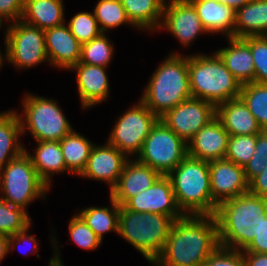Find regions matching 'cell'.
<instances>
[{
  "instance_id": "cell-1",
  "label": "cell",
  "mask_w": 267,
  "mask_h": 266,
  "mask_svg": "<svg viewBox=\"0 0 267 266\" xmlns=\"http://www.w3.org/2000/svg\"><path fill=\"white\" fill-rule=\"evenodd\" d=\"M220 246L214 215H184L172 225L159 266H201Z\"/></svg>"
},
{
  "instance_id": "cell-2",
  "label": "cell",
  "mask_w": 267,
  "mask_h": 266,
  "mask_svg": "<svg viewBox=\"0 0 267 266\" xmlns=\"http://www.w3.org/2000/svg\"><path fill=\"white\" fill-rule=\"evenodd\" d=\"M267 199L251 193L219 204L215 211L221 247L244 250L258 233L259 217L264 215Z\"/></svg>"
},
{
  "instance_id": "cell-3",
  "label": "cell",
  "mask_w": 267,
  "mask_h": 266,
  "mask_svg": "<svg viewBox=\"0 0 267 266\" xmlns=\"http://www.w3.org/2000/svg\"><path fill=\"white\" fill-rule=\"evenodd\" d=\"M191 97L188 55L172 52L153 72L140 100L160 119Z\"/></svg>"
},
{
  "instance_id": "cell-4",
  "label": "cell",
  "mask_w": 267,
  "mask_h": 266,
  "mask_svg": "<svg viewBox=\"0 0 267 266\" xmlns=\"http://www.w3.org/2000/svg\"><path fill=\"white\" fill-rule=\"evenodd\" d=\"M178 208L184 215H214L209 162L187 157L167 175Z\"/></svg>"
},
{
  "instance_id": "cell-5",
  "label": "cell",
  "mask_w": 267,
  "mask_h": 266,
  "mask_svg": "<svg viewBox=\"0 0 267 266\" xmlns=\"http://www.w3.org/2000/svg\"><path fill=\"white\" fill-rule=\"evenodd\" d=\"M188 72L193 98L218 106L239 97L242 85L225 67L216 52L212 55H188Z\"/></svg>"
},
{
  "instance_id": "cell-6",
  "label": "cell",
  "mask_w": 267,
  "mask_h": 266,
  "mask_svg": "<svg viewBox=\"0 0 267 266\" xmlns=\"http://www.w3.org/2000/svg\"><path fill=\"white\" fill-rule=\"evenodd\" d=\"M173 223L167 215L134 212L120 206L118 235L148 262H155L165 247Z\"/></svg>"
},
{
  "instance_id": "cell-7",
  "label": "cell",
  "mask_w": 267,
  "mask_h": 266,
  "mask_svg": "<svg viewBox=\"0 0 267 266\" xmlns=\"http://www.w3.org/2000/svg\"><path fill=\"white\" fill-rule=\"evenodd\" d=\"M22 135L30 132L35 141H60L74 129L54 99L27 93L22 98Z\"/></svg>"
},
{
  "instance_id": "cell-8",
  "label": "cell",
  "mask_w": 267,
  "mask_h": 266,
  "mask_svg": "<svg viewBox=\"0 0 267 266\" xmlns=\"http://www.w3.org/2000/svg\"><path fill=\"white\" fill-rule=\"evenodd\" d=\"M49 190L25 151L0 170V197L25 211L35 199H45Z\"/></svg>"
},
{
  "instance_id": "cell-9",
  "label": "cell",
  "mask_w": 267,
  "mask_h": 266,
  "mask_svg": "<svg viewBox=\"0 0 267 266\" xmlns=\"http://www.w3.org/2000/svg\"><path fill=\"white\" fill-rule=\"evenodd\" d=\"M187 157V143L159 119L144 140L136 159L167 176Z\"/></svg>"
},
{
  "instance_id": "cell-10",
  "label": "cell",
  "mask_w": 267,
  "mask_h": 266,
  "mask_svg": "<svg viewBox=\"0 0 267 266\" xmlns=\"http://www.w3.org/2000/svg\"><path fill=\"white\" fill-rule=\"evenodd\" d=\"M5 32L8 63L25 70L49 62L43 29L18 20L8 23Z\"/></svg>"
},
{
  "instance_id": "cell-11",
  "label": "cell",
  "mask_w": 267,
  "mask_h": 266,
  "mask_svg": "<svg viewBox=\"0 0 267 266\" xmlns=\"http://www.w3.org/2000/svg\"><path fill=\"white\" fill-rule=\"evenodd\" d=\"M159 118L139 99L136 104L119 116L107 142L128 158L140 153L144 140Z\"/></svg>"
},
{
  "instance_id": "cell-12",
  "label": "cell",
  "mask_w": 267,
  "mask_h": 266,
  "mask_svg": "<svg viewBox=\"0 0 267 266\" xmlns=\"http://www.w3.org/2000/svg\"><path fill=\"white\" fill-rule=\"evenodd\" d=\"M216 117V106L198 98H189L169 110L160 119L184 142Z\"/></svg>"
},
{
  "instance_id": "cell-13",
  "label": "cell",
  "mask_w": 267,
  "mask_h": 266,
  "mask_svg": "<svg viewBox=\"0 0 267 266\" xmlns=\"http://www.w3.org/2000/svg\"><path fill=\"white\" fill-rule=\"evenodd\" d=\"M168 0L163 8L160 30H167L183 47L190 46L199 35L208 33L198 13L189 0Z\"/></svg>"
},
{
  "instance_id": "cell-14",
  "label": "cell",
  "mask_w": 267,
  "mask_h": 266,
  "mask_svg": "<svg viewBox=\"0 0 267 266\" xmlns=\"http://www.w3.org/2000/svg\"><path fill=\"white\" fill-rule=\"evenodd\" d=\"M123 206L134 212L167 215L174 221L184 216L177 206L170 178L162 175L151 187L131 197Z\"/></svg>"
},
{
  "instance_id": "cell-15",
  "label": "cell",
  "mask_w": 267,
  "mask_h": 266,
  "mask_svg": "<svg viewBox=\"0 0 267 266\" xmlns=\"http://www.w3.org/2000/svg\"><path fill=\"white\" fill-rule=\"evenodd\" d=\"M209 171L212 200L217 206L248 193V182L243 167L227 159H218L209 162Z\"/></svg>"
},
{
  "instance_id": "cell-16",
  "label": "cell",
  "mask_w": 267,
  "mask_h": 266,
  "mask_svg": "<svg viewBox=\"0 0 267 266\" xmlns=\"http://www.w3.org/2000/svg\"><path fill=\"white\" fill-rule=\"evenodd\" d=\"M129 158L112 144H94L87 164L79 175L86 179L105 182L110 190L117 184L125 163Z\"/></svg>"
},
{
  "instance_id": "cell-17",
  "label": "cell",
  "mask_w": 267,
  "mask_h": 266,
  "mask_svg": "<svg viewBox=\"0 0 267 266\" xmlns=\"http://www.w3.org/2000/svg\"><path fill=\"white\" fill-rule=\"evenodd\" d=\"M230 135L215 117L187 143V155L202 161L225 159Z\"/></svg>"
},
{
  "instance_id": "cell-18",
  "label": "cell",
  "mask_w": 267,
  "mask_h": 266,
  "mask_svg": "<svg viewBox=\"0 0 267 266\" xmlns=\"http://www.w3.org/2000/svg\"><path fill=\"white\" fill-rule=\"evenodd\" d=\"M161 175L135 157L124 165L117 184L111 189L110 197L123 206L131 197L148 189Z\"/></svg>"
},
{
  "instance_id": "cell-19",
  "label": "cell",
  "mask_w": 267,
  "mask_h": 266,
  "mask_svg": "<svg viewBox=\"0 0 267 266\" xmlns=\"http://www.w3.org/2000/svg\"><path fill=\"white\" fill-rule=\"evenodd\" d=\"M69 70L76 72L77 91L84 110L105 102L109 97L106 67L78 62Z\"/></svg>"
},
{
  "instance_id": "cell-20",
  "label": "cell",
  "mask_w": 267,
  "mask_h": 266,
  "mask_svg": "<svg viewBox=\"0 0 267 266\" xmlns=\"http://www.w3.org/2000/svg\"><path fill=\"white\" fill-rule=\"evenodd\" d=\"M49 65L69 70L81 58V44L72 35L66 22L44 30Z\"/></svg>"
},
{
  "instance_id": "cell-21",
  "label": "cell",
  "mask_w": 267,
  "mask_h": 266,
  "mask_svg": "<svg viewBox=\"0 0 267 266\" xmlns=\"http://www.w3.org/2000/svg\"><path fill=\"white\" fill-rule=\"evenodd\" d=\"M216 117L230 136L257 135L262 130L240 97L216 106Z\"/></svg>"
},
{
  "instance_id": "cell-22",
  "label": "cell",
  "mask_w": 267,
  "mask_h": 266,
  "mask_svg": "<svg viewBox=\"0 0 267 266\" xmlns=\"http://www.w3.org/2000/svg\"><path fill=\"white\" fill-rule=\"evenodd\" d=\"M229 46L214 51L241 85L254 82L255 68L250 46L242 38L228 37Z\"/></svg>"
},
{
  "instance_id": "cell-23",
  "label": "cell",
  "mask_w": 267,
  "mask_h": 266,
  "mask_svg": "<svg viewBox=\"0 0 267 266\" xmlns=\"http://www.w3.org/2000/svg\"><path fill=\"white\" fill-rule=\"evenodd\" d=\"M195 7L202 25L208 33H221L234 37L236 12L215 0H189Z\"/></svg>"
},
{
  "instance_id": "cell-24",
  "label": "cell",
  "mask_w": 267,
  "mask_h": 266,
  "mask_svg": "<svg viewBox=\"0 0 267 266\" xmlns=\"http://www.w3.org/2000/svg\"><path fill=\"white\" fill-rule=\"evenodd\" d=\"M38 144L31 154L26 148L32 165L39 177L51 188L52 175L66 172V164L59 141H36Z\"/></svg>"
},
{
  "instance_id": "cell-25",
  "label": "cell",
  "mask_w": 267,
  "mask_h": 266,
  "mask_svg": "<svg viewBox=\"0 0 267 266\" xmlns=\"http://www.w3.org/2000/svg\"><path fill=\"white\" fill-rule=\"evenodd\" d=\"M63 0H24L21 20L46 30L66 22Z\"/></svg>"
},
{
  "instance_id": "cell-26",
  "label": "cell",
  "mask_w": 267,
  "mask_h": 266,
  "mask_svg": "<svg viewBox=\"0 0 267 266\" xmlns=\"http://www.w3.org/2000/svg\"><path fill=\"white\" fill-rule=\"evenodd\" d=\"M267 36V0H251L236 11L234 38Z\"/></svg>"
},
{
  "instance_id": "cell-27",
  "label": "cell",
  "mask_w": 267,
  "mask_h": 266,
  "mask_svg": "<svg viewBox=\"0 0 267 266\" xmlns=\"http://www.w3.org/2000/svg\"><path fill=\"white\" fill-rule=\"evenodd\" d=\"M133 27L145 32L158 31L163 18V0H120Z\"/></svg>"
},
{
  "instance_id": "cell-28",
  "label": "cell",
  "mask_w": 267,
  "mask_h": 266,
  "mask_svg": "<svg viewBox=\"0 0 267 266\" xmlns=\"http://www.w3.org/2000/svg\"><path fill=\"white\" fill-rule=\"evenodd\" d=\"M21 135V124L17 111L0 112V170L10 160L25 151V147L19 139Z\"/></svg>"
},
{
  "instance_id": "cell-29",
  "label": "cell",
  "mask_w": 267,
  "mask_h": 266,
  "mask_svg": "<svg viewBox=\"0 0 267 266\" xmlns=\"http://www.w3.org/2000/svg\"><path fill=\"white\" fill-rule=\"evenodd\" d=\"M59 143L65 159L66 172L79 176L87 164L94 143L75 130L64 136Z\"/></svg>"
},
{
  "instance_id": "cell-30",
  "label": "cell",
  "mask_w": 267,
  "mask_h": 266,
  "mask_svg": "<svg viewBox=\"0 0 267 266\" xmlns=\"http://www.w3.org/2000/svg\"><path fill=\"white\" fill-rule=\"evenodd\" d=\"M110 207L91 206L77 213L88 227L103 240L104 234L114 231L118 234L120 205L110 197Z\"/></svg>"
},
{
  "instance_id": "cell-31",
  "label": "cell",
  "mask_w": 267,
  "mask_h": 266,
  "mask_svg": "<svg viewBox=\"0 0 267 266\" xmlns=\"http://www.w3.org/2000/svg\"><path fill=\"white\" fill-rule=\"evenodd\" d=\"M239 97L255 117L262 130H267V84L250 82L241 86Z\"/></svg>"
},
{
  "instance_id": "cell-32",
  "label": "cell",
  "mask_w": 267,
  "mask_h": 266,
  "mask_svg": "<svg viewBox=\"0 0 267 266\" xmlns=\"http://www.w3.org/2000/svg\"><path fill=\"white\" fill-rule=\"evenodd\" d=\"M93 14L102 33H106L110 29L120 27L123 24L133 26L127 18L120 0H98Z\"/></svg>"
},
{
  "instance_id": "cell-33",
  "label": "cell",
  "mask_w": 267,
  "mask_h": 266,
  "mask_svg": "<svg viewBox=\"0 0 267 266\" xmlns=\"http://www.w3.org/2000/svg\"><path fill=\"white\" fill-rule=\"evenodd\" d=\"M114 43L106 33H101L88 43L81 45L80 63L108 67L114 54Z\"/></svg>"
},
{
  "instance_id": "cell-34",
  "label": "cell",
  "mask_w": 267,
  "mask_h": 266,
  "mask_svg": "<svg viewBox=\"0 0 267 266\" xmlns=\"http://www.w3.org/2000/svg\"><path fill=\"white\" fill-rule=\"evenodd\" d=\"M31 220L28 211L13 206L0 197V233L14 235L32 224Z\"/></svg>"
},
{
  "instance_id": "cell-35",
  "label": "cell",
  "mask_w": 267,
  "mask_h": 266,
  "mask_svg": "<svg viewBox=\"0 0 267 266\" xmlns=\"http://www.w3.org/2000/svg\"><path fill=\"white\" fill-rule=\"evenodd\" d=\"M256 135L230 136L225 159L245 167L255 152Z\"/></svg>"
},
{
  "instance_id": "cell-36",
  "label": "cell",
  "mask_w": 267,
  "mask_h": 266,
  "mask_svg": "<svg viewBox=\"0 0 267 266\" xmlns=\"http://www.w3.org/2000/svg\"><path fill=\"white\" fill-rule=\"evenodd\" d=\"M72 35L85 44L102 33L94 14L91 12H79L75 14L67 24Z\"/></svg>"
},
{
  "instance_id": "cell-37",
  "label": "cell",
  "mask_w": 267,
  "mask_h": 266,
  "mask_svg": "<svg viewBox=\"0 0 267 266\" xmlns=\"http://www.w3.org/2000/svg\"><path fill=\"white\" fill-rule=\"evenodd\" d=\"M242 39L250 46L253 56L254 82L267 84V36H248Z\"/></svg>"
},
{
  "instance_id": "cell-38",
  "label": "cell",
  "mask_w": 267,
  "mask_h": 266,
  "mask_svg": "<svg viewBox=\"0 0 267 266\" xmlns=\"http://www.w3.org/2000/svg\"><path fill=\"white\" fill-rule=\"evenodd\" d=\"M68 225L71 239L80 248L90 251L97 249L101 245V239L88 227L77 213L70 218Z\"/></svg>"
},
{
  "instance_id": "cell-39",
  "label": "cell",
  "mask_w": 267,
  "mask_h": 266,
  "mask_svg": "<svg viewBox=\"0 0 267 266\" xmlns=\"http://www.w3.org/2000/svg\"><path fill=\"white\" fill-rule=\"evenodd\" d=\"M267 166V130H261L256 135L255 152L244 167V173L249 183Z\"/></svg>"
},
{
  "instance_id": "cell-40",
  "label": "cell",
  "mask_w": 267,
  "mask_h": 266,
  "mask_svg": "<svg viewBox=\"0 0 267 266\" xmlns=\"http://www.w3.org/2000/svg\"><path fill=\"white\" fill-rule=\"evenodd\" d=\"M201 266H245L242 251L219 246Z\"/></svg>"
},
{
  "instance_id": "cell-41",
  "label": "cell",
  "mask_w": 267,
  "mask_h": 266,
  "mask_svg": "<svg viewBox=\"0 0 267 266\" xmlns=\"http://www.w3.org/2000/svg\"><path fill=\"white\" fill-rule=\"evenodd\" d=\"M24 0H0V16L9 23L21 20Z\"/></svg>"
},
{
  "instance_id": "cell-42",
  "label": "cell",
  "mask_w": 267,
  "mask_h": 266,
  "mask_svg": "<svg viewBox=\"0 0 267 266\" xmlns=\"http://www.w3.org/2000/svg\"><path fill=\"white\" fill-rule=\"evenodd\" d=\"M242 252L267 253V220L264 215L259 217L258 233Z\"/></svg>"
},
{
  "instance_id": "cell-43",
  "label": "cell",
  "mask_w": 267,
  "mask_h": 266,
  "mask_svg": "<svg viewBox=\"0 0 267 266\" xmlns=\"http://www.w3.org/2000/svg\"><path fill=\"white\" fill-rule=\"evenodd\" d=\"M30 227H31V224L28 227H26L24 230L19 231L18 233L9 236V251L14 250L15 247L16 248H19V246L21 245V243L23 244L24 242L25 243L27 242L29 244H32L31 248L33 250H32V252H29V254H32L34 252L39 251V246H38L39 245L38 244L39 242L37 241V238H35V236H33V235L27 234V232H29V230H30Z\"/></svg>"
},
{
  "instance_id": "cell-44",
  "label": "cell",
  "mask_w": 267,
  "mask_h": 266,
  "mask_svg": "<svg viewBox=\"0 0 267 266\" xmlns=\"http://www.w3.org/2000/svg\"><path fill=\"white\" fill-rule=\"evenodd\" d=\"M248 192L267 199V166L248 183Z\"/></svg>"
},
{
  "instance_id": "cell-45",
  "label": "cell",
  "mask_w": 267,
  "mask_h": 266,
  "mask_svg": "<svg viewBox=\"0 0 267 266\" xmlns=\"http://www.w3.org/2000/svg\"><path fill=\"white\" fill-rule=\"evenodd\" d=\"M245 266H267V253L242 252Z\"/></svg>"
},
{
  "instance_id": "cell-46",
  "label": "cell",
  "mask_w": 267,
  "mask_h": 266,
  "mask_svg": "<svg viewBox=\"0 0 267 266\" xmlns=\"http://www.w3.org/2000/svg\"><path fill=\"white\" fill-rule=\"evenodd\" d=\"M53 238V239H52ZM56 238H55V235H54V237L53 236H51V242H53L52 243V245L54 246V254H53V256H52V258H50V261H49V266H64V263L62 262V260H61V258H60V253H59V246H58V244H57V242H56Z\"/></svg>"
},
{
  "instance_id": "cell-47",
  "label": "cell",
  "mask_w": 267,
  "mask_h": 266,
  "mask_svg": "<svg viewBox=\"0 0 267 266\" xmlns=\"http://www.w3.org/2000/svg\"><path fill=\"white\" fill-rule=\"evenodd\" d=\"M10 253L9 251V236L0 233V263Z\"/></svg>"
},
{
  "instance_id": "cell-48",
  "label": "cell",
  "mask_w": 267,
  "mask_h": 266,
  "mask_svg": "<svg viewBox=\"0 0 267 266\" xmlns=\"http://www.w3.org/2000/svg\"><path fill=\"white\" fill-rule=\"evenodd\" d=\"M215 1L231 7L236 12L238 9L246 5L251 0H215Z\"/></svg>"
},
{
  "instance_id": "cell-49",
  "label": "cell",
  "mask_w": 267,
  "mask_h": 266,
  "mask_svg": "<svg viewBox=\"0 0 267 266\" xmlns=\"http://www.w3.org/2000/svg\"><path fill=\"white\" fill-rule=\"evenodd\" d=\"M4 45H5V54H4V56H3V54H2V52H1V50H0V69H1V67L3 66V62L5 63V61H6V59H7V56H6V42H4ZM4 59H5V61H4Z\"/></svg>"
},
{
  "instance_id": "cell-50",
  "label": "cell",
  "mask_w": 267,
  "mask_h": 266,
  "mask_svg": "<svg viewBox=\"0 0 267 266\" xmlns=\"http://www.w3.org/2000/svg\"><path fill=\"white\" fill-rule=\"evenodd\" d=\"M3 21H4V19L0 16V29H1L2 26H3Z\"/></svg>"
},
{
  "instance_id": "cell-51",
  "label": "cell",
  "mask_w": 267,
  "mask_h": 266,
  "mask_svg": "<svg viewBox=\"0 0 267 266\" xmlns=\"http://www.w3.org/2000/svg\"><path fill=\"white\" fill-rule=\"evenodd\" d=\"M264 217L267 220V207H266V210H265V213H264Z\"/></svg>"
},
{
  "instance_id": "cell-52",
  "label": "cell",
  "mask_w": 267,
  "mask_h": 266,
  "mask_svg": "<svg viewBox=\"0 0 267 266\" xmlns=\"http://www.w3.org/2000/svg\"><path fill=\"white\" fill-rule=\"evenodd\" d=\"M149 263H151V265H153V266H159L157 263H155V262H149Z\"/></svg>"
}]
</instances>
